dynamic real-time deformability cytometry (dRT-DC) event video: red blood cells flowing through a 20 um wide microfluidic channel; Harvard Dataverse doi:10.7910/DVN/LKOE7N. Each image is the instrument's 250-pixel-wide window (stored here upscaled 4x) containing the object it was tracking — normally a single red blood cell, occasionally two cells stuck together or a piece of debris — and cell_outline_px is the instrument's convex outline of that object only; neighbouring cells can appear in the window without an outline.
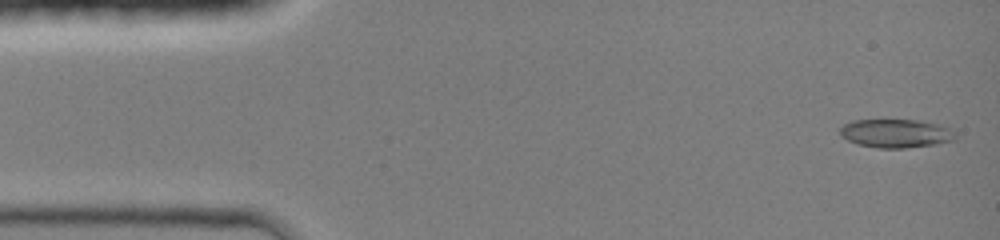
{"species": "common noctule bat (a hibernating species)", "species_latin": "Nyctalus noctula", "temperature_condition": "room temperature", "stored_images_in_passage": 45, "camera_frame_rate_fps": 3000, "um_per_image_px": 0.085, "animal": {"sex": "female", "body_mass_g": 19.0, "forearm_length_mm": 51.5}, "frame": {"image": 1, "passage_image": 2, "time_ms": 0.333, "image_size_px": [1000, 240], "cell_outline_px": [[956, 140], [936, 144], [904, 148], [876, 148], [856, 144], [840, 136], [840, 128], [844, 124], [852, 120], [920, 120], [940, 124], [956, 132]], "centroid_in_image_um": [76.16, 11.34], "position_along_channel_um": 8.8, "area_um2": 19.42}}
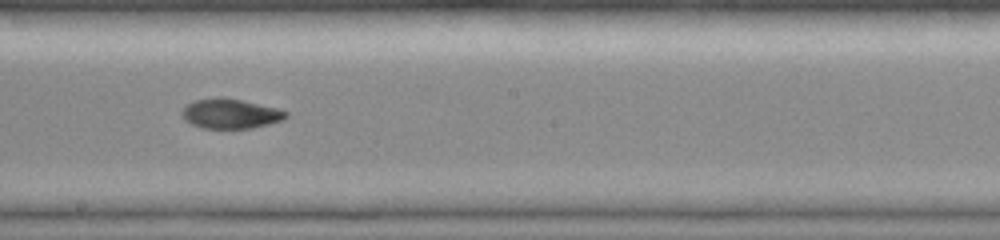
{"frame": {"image": 2, "passage_image": 25, "time_ms": 8.0, "image_size_px": [1000, 240], "cell_outline_px": [[288, 116], [284, 120], [252, 128], [200, 128], [184, 120], [180, 112], [192, 100], [220, 96], [224, 96], [276, 108], [288, 112]], "centroid_in_image_um": [19.56, 9.65], "position_along_channel_um": 228.6, "area_um2": 18.21}}
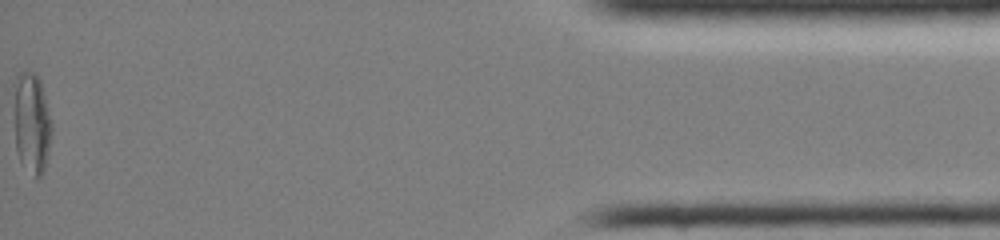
{"frame": {"image": 3, "passage_image": 45, "time_ms": 14.667, "image_size_px": [1000, 240], "cell_outline_px": [[52, 132], [48, 152], [44, 168], [40, 176], [36, 176], [20, 160], [16, 148], [12, 84], [16, 76], [20, 72], [36, 72], [40, 80], [52, 124]], "centroid_in_image_um": [2.66, 10.34], "position_along_channel_um": 432.5, "area_um2": 22.2}, "authors_computed_cell_mechanics": {"area_um2": 18.6694, "velocity_mm_per_s": 4.3212, "shape_relaxation_time_tau1_ms": null, "shape_relaxation_time_tau2_ms": 5.6875, "deformation_change_tau1": null, "deformation_change_tau2": 0.1044}}